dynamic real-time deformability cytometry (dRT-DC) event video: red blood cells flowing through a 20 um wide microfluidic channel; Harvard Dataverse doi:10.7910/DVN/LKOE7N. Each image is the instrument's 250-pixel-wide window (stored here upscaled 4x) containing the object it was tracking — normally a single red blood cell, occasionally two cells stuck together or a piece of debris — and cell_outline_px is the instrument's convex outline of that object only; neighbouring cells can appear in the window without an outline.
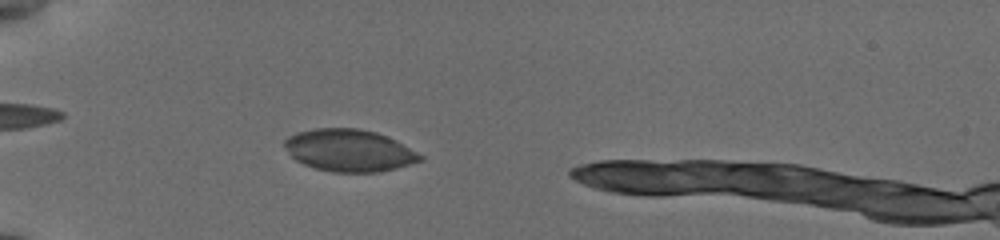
{"species": "common noctule bat (a hibernating species)", "species_latin": "Nyctalus noctula", "temperature_condition": "cold", "stored_images_in_passage": 44, "camera_frame_rate_fps": 3000, "um_per_image_px": 0.085, "animal": {"sex": "female", "body_mass_g": 19.5, "forearm_length_mm": 54.1}, "frame": {"image": 1, "passage_image": 12, "time_ms": 3.667, "image_size_px": [1000, 240], "cell_outline_px": [[424, 160], [396, 168], [380, 172], [332, 172], [316, 168], [304, 164], [296, 160], [288, 152], [284, 144], [284, 140], [288, 136], [296, 132], [312, 128], [356, 128], [376, 132], [396, 140], [424, 156]], "centroid_in_image_um": [29.68, 12.78], "position_along_channel_um": 55.3, "area_um2": 33.35}}
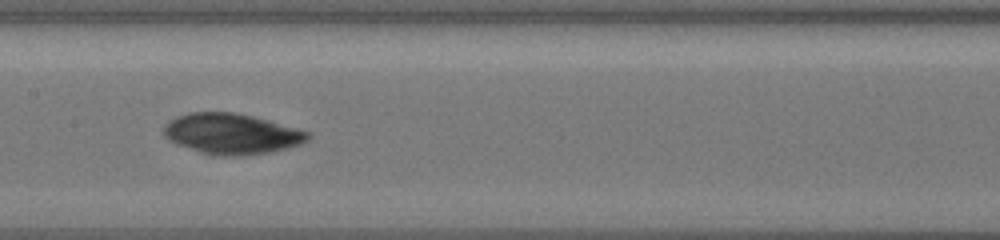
{"frame": {"image": 2, "passage_image": 24, "time_ms": 7.667, "image_size_px": [1000, 240], "cell_outline_px": [[312, 136], [308, 140], [300, 144], [288, 148], [268, 152], [240, 156], [212, 156], [176, 144], [168, 140], [164, 136], [164, 124], [168, 120], [176, 116], [188, 112], [236, 112], [268, 120], [308, 132]], "centroid_in_image_um": [19.64, 11.37], "position_along_channel_um": 187.8, "area_um2": 34.28}}
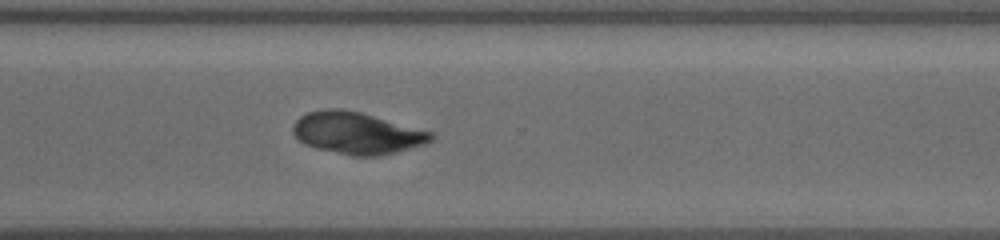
{"frame": {"image": 3, "passage_image": 36, "time_ms": 11.667, "image_size_px": [1000, 240], "cell_outline_px": [[436, 136], [432, 140], [424, 144], [396, 152], [376, 156], [352, 156], [316, 148], [304, 144], [292, 132], [292, 124], [300, 116], [308, 112], [328, 108], [336, 108], [360, 112], [432, 132]], "centroid_in_image_um": [30.31, 11.31], "position_along_channel_um": 340.3, "area_um2": 33.52}}